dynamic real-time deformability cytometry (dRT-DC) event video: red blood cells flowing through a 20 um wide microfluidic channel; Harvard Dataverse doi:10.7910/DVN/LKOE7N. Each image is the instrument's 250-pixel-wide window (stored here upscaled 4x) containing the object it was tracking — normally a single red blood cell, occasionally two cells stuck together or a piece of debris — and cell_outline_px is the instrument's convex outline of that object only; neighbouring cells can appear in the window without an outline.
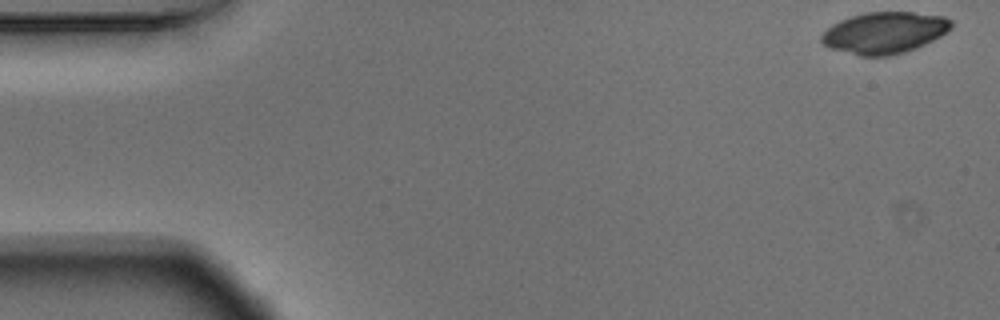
{"species": "Egyptian fruit bat (a non-hibernating species)", "species_latin": "Rousettus aegyptiacus", "temperature_condition": "warm", "stored_images_in_passage": 53, "camera_frame_rate_fps": 3000, "um_per_image_px": 0.085, "animal": {"sex": "male"}, "frame": {"image": 1, "passage_image": 1, "time_ms": 0.0, "image_size_px": [1000, 320], "cell_outline_px": [[952, 28], [948, 32], [916, 48], [904, 52], [888, 56], [860, 56], [828, 48], [820, 40], [820, 36], [832, 24], [840, 20], [864, 12], [912, 12], [944, 16], [952, 20]], "centroid_in_image_um": [75.17, 2.78], "position_along_channel_um": 9.8, "area_um2": 31.5}}
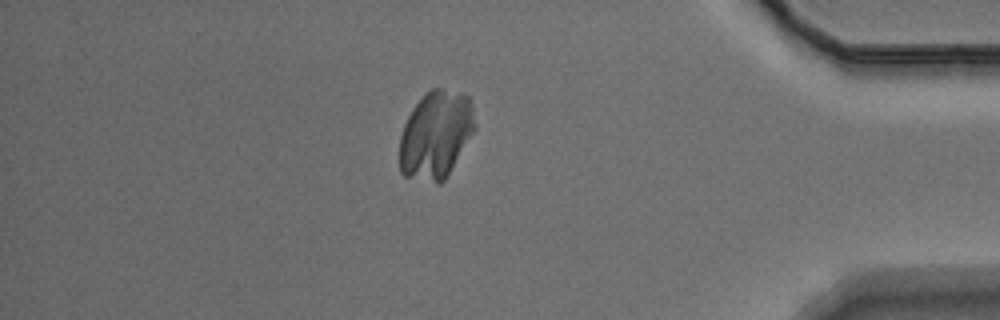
{"frame": {"image": 2, "passage_image": 46, "time_ms": 15.0, "image_size_px": [1000, 320], "cell_outline_px": [[476, 128], [444, 180], [440, 184], [404, 176], [400, 172], [400, 136], [404, 124], [412, 108], [432, 88], [440, 88], [468, 96], [472, 104], [476, 124]], "centroid_in_image_um": [37.04, 11.47], "position_along_channel_um": 398.2, "area_um2": 38.21}}